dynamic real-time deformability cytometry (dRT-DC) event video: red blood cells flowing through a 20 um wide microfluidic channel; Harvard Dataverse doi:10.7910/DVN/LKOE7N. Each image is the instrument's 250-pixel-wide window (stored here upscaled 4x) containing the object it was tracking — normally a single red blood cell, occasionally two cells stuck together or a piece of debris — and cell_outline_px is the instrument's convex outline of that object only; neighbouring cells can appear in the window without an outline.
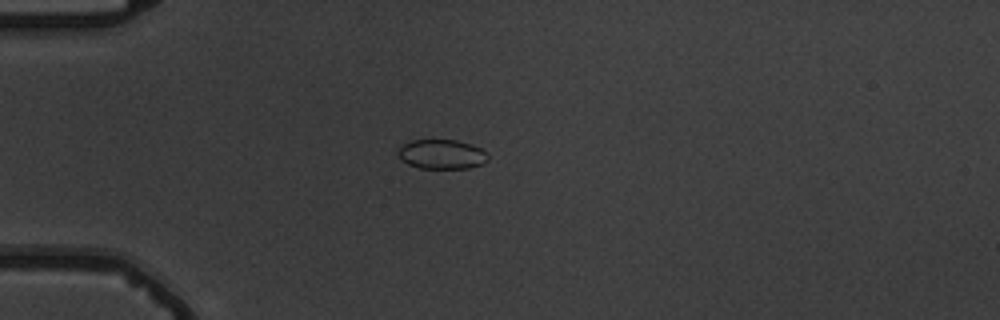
{"species": "common noctule bat (a hibernating species)", "species_latin": "Nyctalus noctula", "temperature_condition": "warm", "stored_images_in_passage": 6, "camera_frame_rate_fps": 3000, "um_per_image_px": 0.085, "animal": {"sex": "male", "body_mass_g": 19.5, "forearm_length_mm": 54.6}, "frame": {"image": 1, "passage_image": 4, "time_ms": 4.333, "image_size_px": [1000, 320], "cell_outline_px": [[488, 160], [480, 164], [468, 168], [420, 168], [408, 164], [400, 160], [396, 152], [404, 144], [412, 140], [456, 140], [472, 144], [488, 152]], "centroid_in_image_um": [37.54, 13.11], "position_along_channel_um": 47.5, "area_um2": 15.49}}